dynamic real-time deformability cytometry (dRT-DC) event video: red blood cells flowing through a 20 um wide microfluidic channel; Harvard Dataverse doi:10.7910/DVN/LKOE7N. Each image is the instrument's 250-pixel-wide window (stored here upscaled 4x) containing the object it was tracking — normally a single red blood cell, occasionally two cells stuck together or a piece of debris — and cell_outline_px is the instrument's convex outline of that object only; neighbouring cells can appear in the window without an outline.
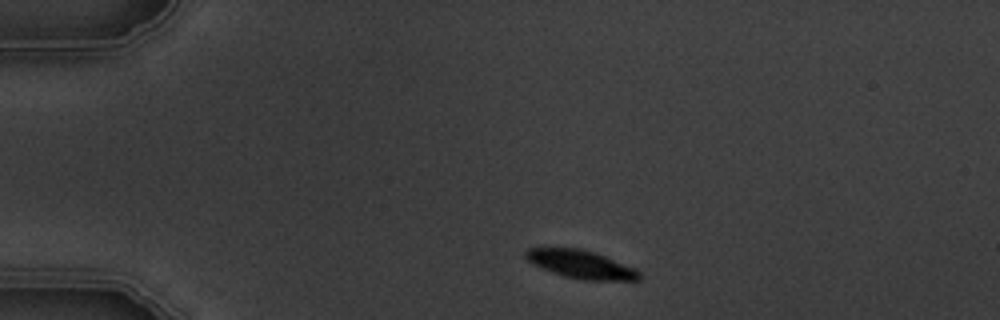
{"species": "common noctule bat (a hibernating species)", "species_latin": "Nyctalus noctula", "temperature_condition": "warm", "stored_images_in_passage": 6, "camera_frame_rate_fps": 3000, "um_per_image_px": 0.085, "animal": {"sex": "male", "body_mass_g": 19.5, "forearm_length_mm": 54.6}, "frame": {"image": 1, "passage_image": 1, "time_ms": 0.0, "image_size_px": [1000, 320], "cell_outline_px": [[640, 280], [580, 280], [564, 276], [552, 272], [532, 264], [524, 256], [524, 252], [528, 248], [580, 248], [604, 256], [636, 268], [640, 272]], "centroid_in_image_um": [49.37, 22.47], "position_along_channel_um": 35.6, "area_um2": 18.55}}
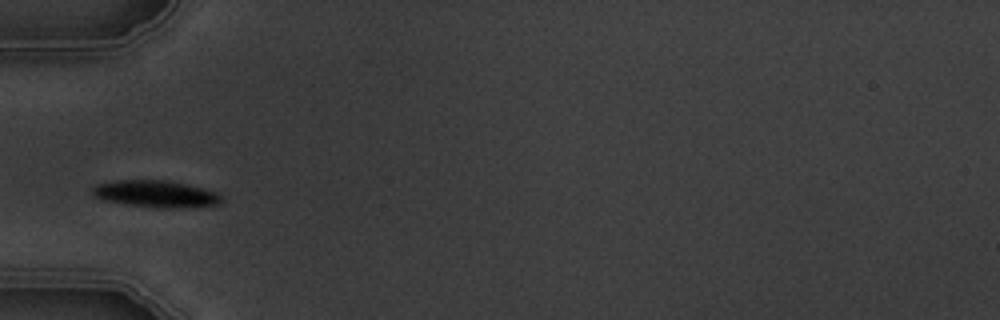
{"frame": {"image": 2, "passage_image": 3, "time_ms": 2.333, "image_size_px": [1000, 320], "cell_outline_px": [[224, 200], [220, 204], [180, 208], [152, 208], [100, 200], [92, 192], [92, 188], [96, 184], [120, 180], [164, 180], [184, 184], [216, 192], [224, 196]], "centroid_in_image_um": [13.25, 16.5], "position_along_channel_um": 71.8, "area_um2": 20.29}}